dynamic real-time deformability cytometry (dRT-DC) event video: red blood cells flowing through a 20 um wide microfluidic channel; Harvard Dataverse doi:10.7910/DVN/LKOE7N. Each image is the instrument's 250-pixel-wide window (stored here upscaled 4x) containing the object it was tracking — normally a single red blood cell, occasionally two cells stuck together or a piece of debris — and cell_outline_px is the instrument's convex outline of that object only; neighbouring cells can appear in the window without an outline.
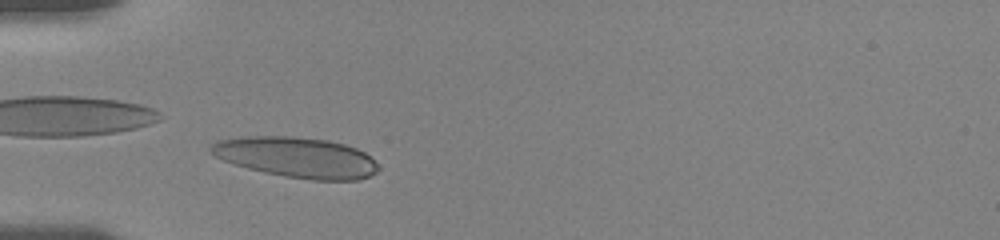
{"species": "human", "species_latin": "Homo sapiens", "temperature_condition": "room temperature", "stored_images_in_passage": 43, "camera_frame_rate_fps": 3000, "um_per_image_px": 0.085, "donor": {"sex": "female"}, "frame": {"image": 1, "passage_image": 7, "time_ms": 2.0, "image_size_px": [1000, 240], "cell_outline_px": [[380, 168], [376, 172], [360, 180], [312, 180], [284, 176], [264, 172], [248, 168], [224, 160], [216, 156], [208, 148], [216, 140], [240, 136], [292, 136], [328, 140], [344, 144], [356, 148], [364, 152]], "centroid_in_image_um": [25.19, 13.36], "position_along_channel_um": 59.8, "area_um2": 39.36}}
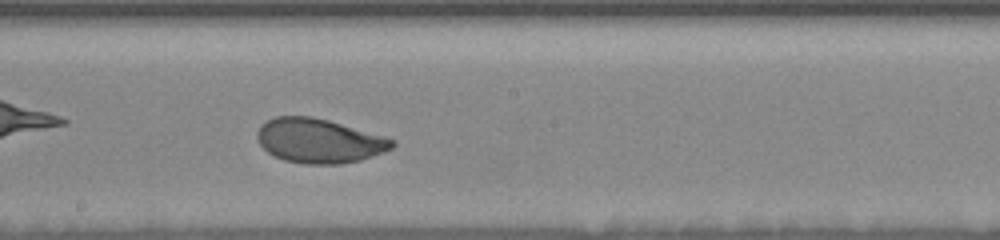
{"frame": {"image": 2, "passage_image": 21, "time_ms": 6.667, "image_size_px": [1000, 240], "cell_outline_px": [[396, 144], [392, 148], [384, 152], [360, 160], [340, 164], [304, 164], [284, 160], [272, 156], [256, 140], [256, 132], [260, 124], [276, 116], [312, 116], [328, 120], [384, 136], [396, 140]], "centroid_in_image_um": [27.1, 11.97], "position_along_channel_um": 221.1, "area_um2": 35.08}}
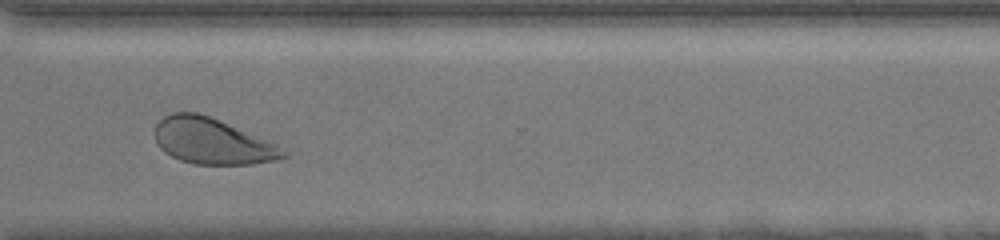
{"frame": {"image": 3, "passage_image": 32, "time_ms": 10.333, "image_size_px": [1000, 240], "cell_outline_px": [[288, 156], [280, 160], [252, 164], [196, 164], [180, 160], [164, 152], [156, 144], [152, 132], [156, 124], [164, 116], [172, 112], [196, 112], [208, 116], [276, 144], [288, 152]], "centroid_in_image_um": [18.0, 12.01], "position_along_channel_um": 352.6, "area_um2": 34.33}, "authors_computed_cell_mechanics": {"area_um2": 35.6626, "velocity_mm_per_s": 3.5969, "shape_relaxation_time_tau1_ms": 2.5741, "shape_relaxation_time_tau2_ms": 0.9664, "deformation_change_tau1": 0.1378, "deformation_change_tau2": 0.0558}}